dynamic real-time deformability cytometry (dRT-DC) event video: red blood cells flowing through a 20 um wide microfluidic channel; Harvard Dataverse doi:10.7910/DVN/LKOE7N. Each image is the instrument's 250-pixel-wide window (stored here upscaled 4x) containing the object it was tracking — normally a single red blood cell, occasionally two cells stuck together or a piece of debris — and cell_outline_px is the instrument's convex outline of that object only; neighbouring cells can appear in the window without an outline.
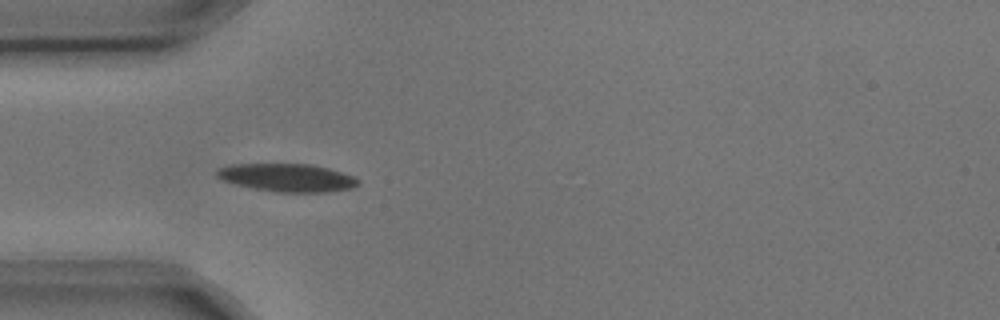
{"species": "common noctule bat (a hibernating species)", "species_latin": "Nyctalus noctula", "temperature_condition": "cold", "stored_images_in_passage": 2, "camera_frame_rate_fps": 3000, "um_per_image_px": 0.085, "animal": {"sex": "male", "body_mass_g": 17.9, "forearm_length_mm": 54.2}, "frame": {"image": 1, "passage_image": 1, "time_ms": 0.0, "image_size_px": [1000, 320], "cell_outline_px": [[360, 184], [352, 188], [328, 192], [276, 192], [236, 184], [224, 180], [216, 176], [216, 172], [220, 168], [232, 164], [312, 164], [328, 168], [352, 176], [360, 180]], "centroid_in_image_um": [24.45, 15.1], "position_along_channel_um": 60.5, "area_um2": 22.83}}